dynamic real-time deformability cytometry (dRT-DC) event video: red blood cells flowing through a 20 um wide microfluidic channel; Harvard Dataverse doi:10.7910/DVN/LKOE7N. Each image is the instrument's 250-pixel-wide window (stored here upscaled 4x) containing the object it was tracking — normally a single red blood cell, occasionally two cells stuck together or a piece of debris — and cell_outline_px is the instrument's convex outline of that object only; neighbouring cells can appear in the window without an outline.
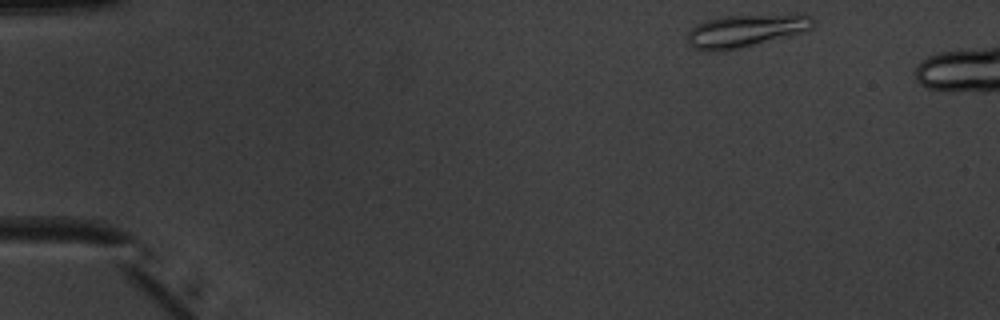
{"species": "common noctule bat (a hibernating species)", "species_latin": "Nyctalus noctula", "temperature_condition": "warm", "stored_images_in_passage": 5, "camera_frame_rate_fps": 3000, "um_per_image_px": 0.085, "animal": {"sex": "male", "body_mass_g": 20.1, "forearm_length_mm": 53.5}, "frame": {"image": 1, "passage_image": 1, "time_ms": 0.0, "image_size_px": [1000, 320], "cell_outline_px": [[816, 24], [812, 28], [804, 32], [724, 52], [708, 52], [692, 48], [688, 40], [688, 32], [696, 24], [708, 20], [724, 16], [812, 16], [816, 20]], "centroid_in_image_um": [63.33, 2.66], "position_along_channel_um": 21.7, "area_um2": 23.52}}